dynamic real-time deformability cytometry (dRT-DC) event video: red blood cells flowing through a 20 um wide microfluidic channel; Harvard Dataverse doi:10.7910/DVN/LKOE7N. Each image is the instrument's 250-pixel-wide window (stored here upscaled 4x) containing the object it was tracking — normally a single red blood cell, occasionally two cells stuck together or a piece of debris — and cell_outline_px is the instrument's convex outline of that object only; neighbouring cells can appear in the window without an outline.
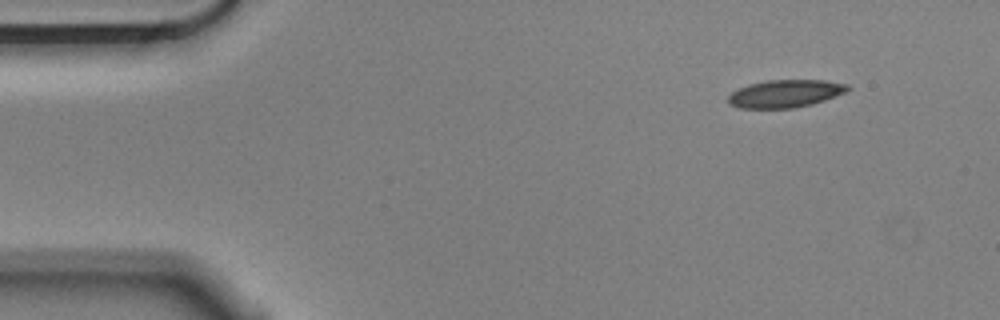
{"species": "Egyptian fruit bat (a non-hibernating species)", "species_latin": "Rousettus aegyptiacus", "temperature_condition": "cold", "stored_images_in_passage": 4, "segment_of_instrument_passage": [1, 2], "camera_frame_rate_fps": 3000, "um_per_image_px": 0.085, "animal": {"sex": "male"}, "frame": {"image": 1, "passage_image": 1, "time_ms": 0.0, "image_size_px": [1000, 320], "cell_outline_px": [[852, 88], [844, 92], [824, 100], [812, 104], [792, 108], [740, 108], [728, 104], [728, 96], [732, 92], [748, 84], [768, 80], [824, 80], [848, 84]], "centroid_in_image_um": [66.73, 7.95], "position_along_channel_um": 18.3, "area_um2": 19.19}}
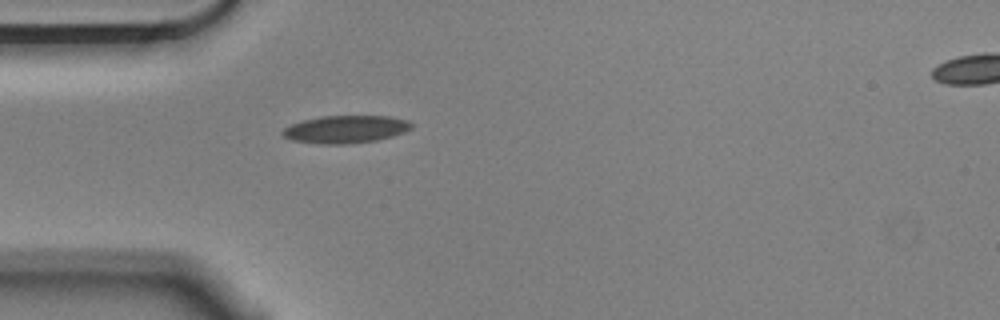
{"frame": {"image": 2, "passage_image": 3, "time_ms": 0.667, "image_size_px": [1000, 320], "cell_outline_px": [[412, 128], [404, 132], [392, 136], [376, 140], [344, 144], [324, 144], [292, 140], [284, 136], [280, 132], [284, 128], [292, 124], [304, 120], [320, 116], [388, 116], [408, 120], [412, 124]], "centroid_in_image_um": [29.38, 10.98], "position_along_channel_um": 55.6, "area_um2": 20.58}}